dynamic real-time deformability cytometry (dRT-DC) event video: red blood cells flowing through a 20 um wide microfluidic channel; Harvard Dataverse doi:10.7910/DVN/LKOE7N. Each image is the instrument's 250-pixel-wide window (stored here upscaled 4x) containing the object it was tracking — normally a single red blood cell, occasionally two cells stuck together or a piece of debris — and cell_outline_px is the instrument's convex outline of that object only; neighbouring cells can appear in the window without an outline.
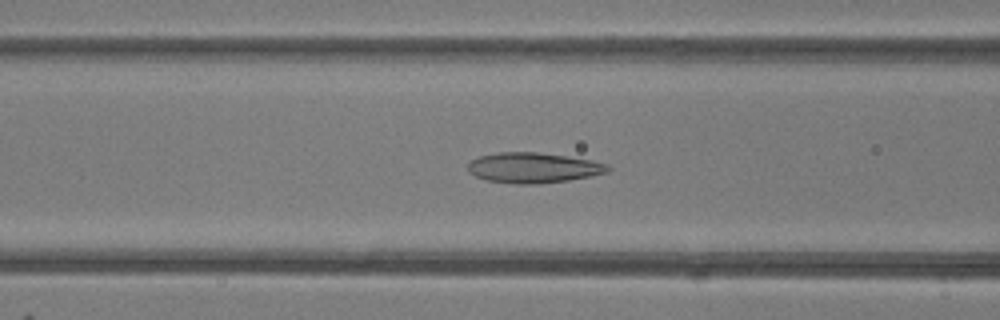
{"species": "common noctule bat (a hibernating species)", "species_latin": "Nyctalus noctula", "temperature_condition": "room temperature", "stored_images_in_passage": 48, "camera_frame_rate_fps": 3000, "um_per_image_px": 0.085, "animal": {"sex": "female"}, "frame": {"image": 1, "passage_image": 19, "time_ms": 6.0, "image_size_px": [1000, 320], "cell_outline_px": [[612, 168], [608, 172], [568, 180], [540, 184], [516, 184], [484, 180], [468, 172], [468, 164], [472, 160], [480, 156], [500, 152], [536, 152], [568, 156], [592, 160], [608, 164]], "centroid_in_image_um": [45.34, 14.26], "position_along_channel_um": 121.3, "area_um2": 24.8}}
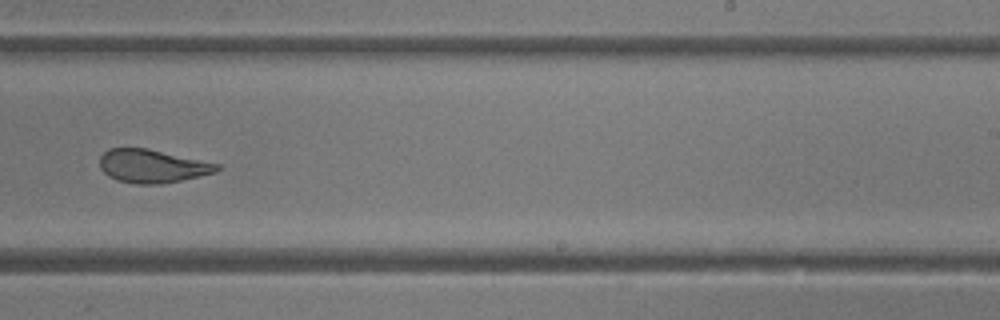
{"frame": {"image": 2, "passage_image": 30, "time_ms": 9.667, "image_size_px": [1000, 320], "cell_outline_px": [[220, 168], [216, 172], [200, 176], [160, 184], [136, 184], [116, 180], [108, 176], [100, 168], [100, 156], [108, 148], [148, 148], [220, 164]], "centroid_in_image_um": [12.93, 14.11], "position_along_channel_um": 276.1, "area_um2": 22.77}}
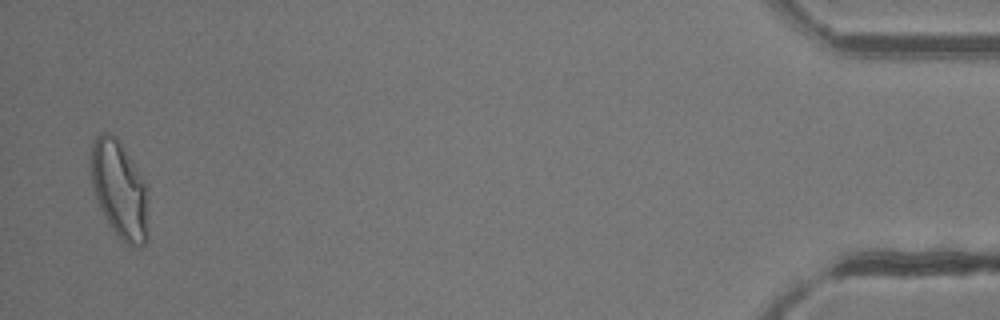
{"frame": {"image": 3, "passage_image": 47, "time_ms": 15.333, "image_size_px": [1000, 320], "cell_outline_px": [[148, 240], [144, 244], [136, 248], [132, 248], [120, 240], [104, 220], [96, 200], [92, 188], [92, 144], [96, 136], [100, 132], [112, 132], [116, 136], [132, 160], [144, 180], [148, 232]], "centroid_in_image_um": [10.14, 16.17], "position_along_channel_um": 425.1, "area_um2": 32.83}, "authors_computed_cell_mechanics": {"area_um2": 26.2123, "velocity_mm_per_s": 4.2299, "shape_relaxation_time_tau1_ms": null, "shape_relaxation_time_tau2_ms": 1.9043, "deformation_change_tau1": null, "deformation_change_tau2": 0.1019}}